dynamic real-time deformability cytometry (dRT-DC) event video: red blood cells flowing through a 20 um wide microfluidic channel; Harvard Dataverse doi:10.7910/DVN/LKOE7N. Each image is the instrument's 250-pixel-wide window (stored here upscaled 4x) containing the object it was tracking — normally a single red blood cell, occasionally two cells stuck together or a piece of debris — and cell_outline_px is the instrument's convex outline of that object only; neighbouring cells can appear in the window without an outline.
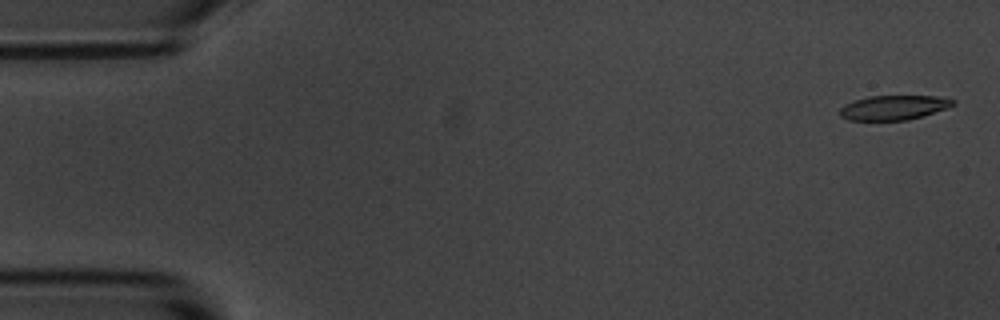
{"species": "common noctule bat (a hibernating species)", "species_latin": "Nyctalus noctula", "temperature_condition": "room temperature", "stored_images_in_passage": 5, "camera_frame_rate_fps": 3000, "um_per_image_px": 0.085, "animal": {"sex": "male", "body_mass_g": 20.1, "forearm_length_mm": 53.5}, "frame": {"image": 1, "passage_image": 1, "time_ms": 0.0, "image_size_px": [1000, 320], "cell_outline_px": [[956, 104], [948, 108], [924, 116], [908, 120], [848, 120], [840, 116], [840, 108], [844, 104], [868, 96], [936, 96], [956, 100]], "centroid_in_image_um": [75.99, 9.14], "position_along_channel_um": 9.0, "area_um2": 16.3}}
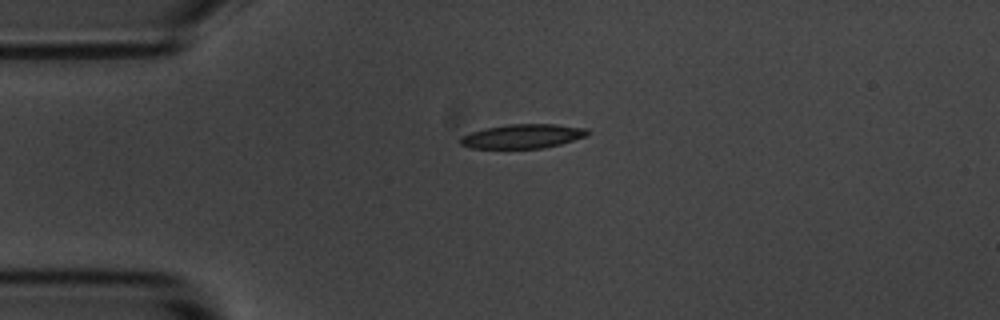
{"frame": {"image": 2, "passage_image": 4, "time_ms": 3.667, "image_size_px": [1000, 320], "cell_outline_px": [[588, 136], [560, 144], [544, 148], [468, 148], [460, 144], [460, 136], [484, 128], [508, 124], [556, 124], [588, 128]], "centroid_in_image_um": [44.43, 11.57], "position_along_channel_um": 40.6, "area_um2": 18.03}}